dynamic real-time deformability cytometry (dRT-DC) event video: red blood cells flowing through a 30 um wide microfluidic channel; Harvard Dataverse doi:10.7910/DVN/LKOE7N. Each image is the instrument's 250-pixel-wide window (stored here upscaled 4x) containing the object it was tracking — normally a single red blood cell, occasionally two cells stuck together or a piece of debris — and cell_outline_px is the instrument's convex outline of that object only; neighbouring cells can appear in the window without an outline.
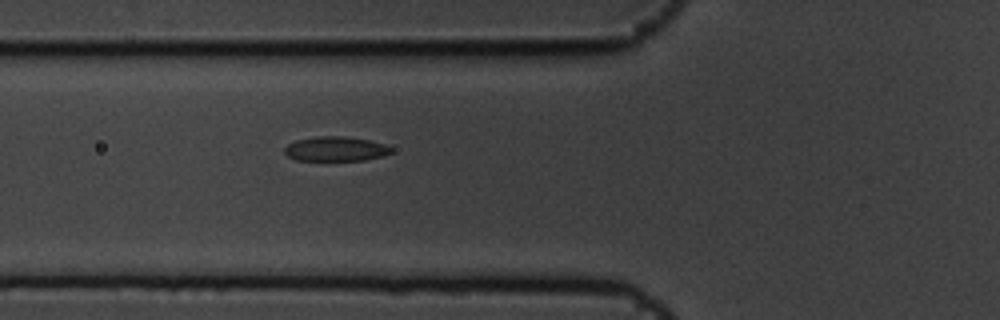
{"species": "common noctule bat (a hibernating species)", "species_latin": "Nyctalus noctula", "temperature_condition": "cold", "stored_images_in_passage": 2, "camera_frame_rate_fps": 3000, "um_per_image_px": 0.085, "animal": {"sex": "male", "body_mass_g": 19.5, "forearm_length_mm": 54.6}, "frame": {"image": 1, "passage_image": 2, "time_ms": 0.333, "image_size_px": [1000, 320], "cell_outline_px": [[392, 152], [384, 156], [364, 160], [296, 160], [288, 156], [284, 152], [284, 148], [288, 144], [296, 140], [316, 136], [348, 136], [368, 140], [384, 144], [392, 148]], "centroid_in_image_um": [28.53, 12.65], "position_along_channel_um": 97.3, "area_um2": 15.32}}